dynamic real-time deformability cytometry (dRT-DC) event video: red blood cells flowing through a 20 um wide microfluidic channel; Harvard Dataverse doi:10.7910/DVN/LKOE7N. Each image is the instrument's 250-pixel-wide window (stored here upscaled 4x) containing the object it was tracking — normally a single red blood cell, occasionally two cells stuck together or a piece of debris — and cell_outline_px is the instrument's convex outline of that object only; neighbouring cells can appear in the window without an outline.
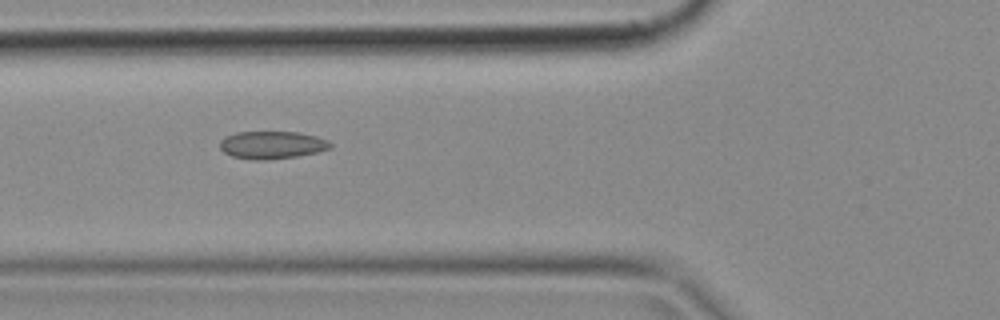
{"species": "common noctule bat (a hibernating species)", "species_latin": "Nyctalus noctula", "temperature_condition": "cold", "stored_images_in_passage": 31, "camera_frame_rate_fps": 3000, "um_per_image_px": 0.085, "animal": {"sex": "female", "body_mass_g": 18.4}, "frame": {"image": 1, "passage_image": 14, "time_ms": 4.333, "image_size_px": [1000, 320], "cell_outline_px": [[332, 148], [316, 152], [296, 156], [268, 160], [252, 160], [232, 156], [224, 152], [220, 148], [220, 140], [224, 136], [236, 132], [300, 132], [316, 136], [328, 140], [332, 144]], "centroid_in_image_um": [23.11, 12.32], "position_along_channel_um": 102.7, "area_um2": 17.92}}